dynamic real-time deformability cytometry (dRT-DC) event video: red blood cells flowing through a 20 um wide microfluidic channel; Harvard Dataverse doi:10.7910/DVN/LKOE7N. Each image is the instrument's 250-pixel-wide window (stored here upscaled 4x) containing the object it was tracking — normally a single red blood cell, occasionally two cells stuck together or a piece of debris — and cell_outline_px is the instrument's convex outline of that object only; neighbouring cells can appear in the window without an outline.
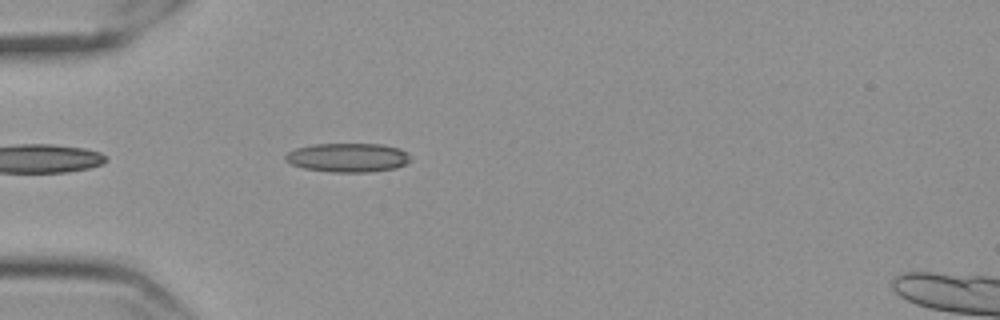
{"species": "Egyptian fruit bat (a non-hibernating species)", "species_latin": "Rousettus aegyptiacus", "temperature_condition": "cold", "stored_images_in_passage": 44, "camera_frame_rate_fps": 3000, "um_per_image_px": 0.085, "frame": {"image": 1, "passage_image": 4, "time_ms": 1.0, "image_size_px": [1000, 320], "cell_outline_px": [[412, 160], [396, 168], [372, 172], [332, 172], [304, 168], [292, 164], [284, 160], [284, 156], [288, 152], [296, 148], [316, 144], [380, 144], [400, 148], [408, 152]], "centroid_in_image_um": [29.6, 13.39], "position_along_channel_um": 55.4, "area_um2": 21.21}}
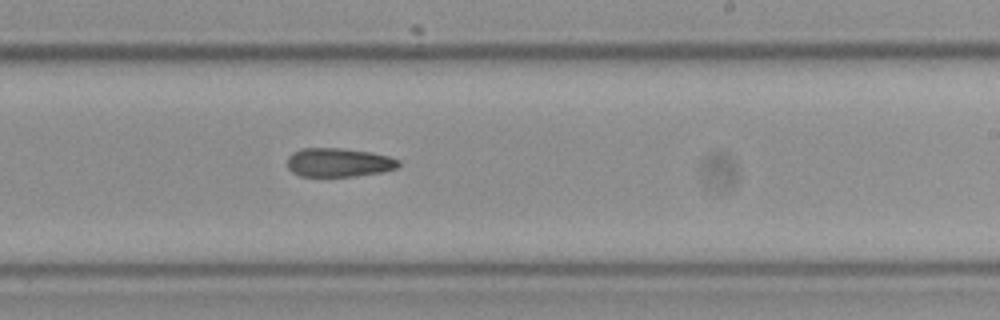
{"frame": {"image": 2, "passage_image": 22, "time_ms": 7.0, "image_size_px": [1000, 320], "cell_outline_px": [[400, 164], [396, 168], [380, 172], [352, 176], [300, 176], [292, 172], [288, 168], [288, 156], [292, 152], [300, 148], [344, 148], [368, 152], [388, 156], [400, 160]], "centroid_in_image_um": [28.75, 13.8], "position_along_channel_um": 260.2, "area_um2": 18.61}}
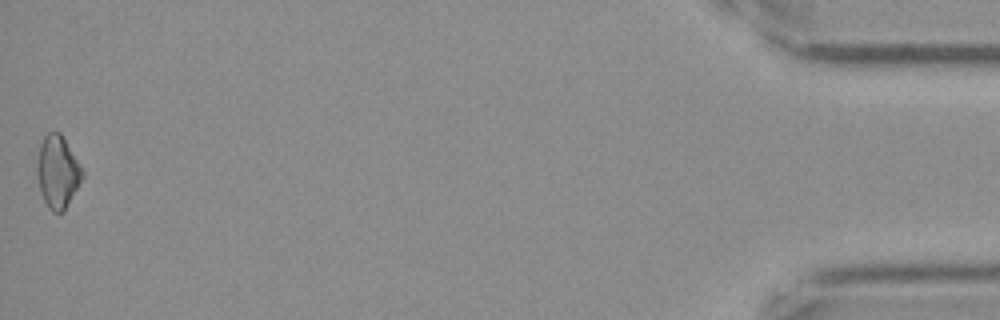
{"frame": {"image": 3, "passage_image": 44, "time_ms": 14.333, "image_size_px": [1000, 320], "cell_outline_px": [[84, 176], [64, 212], [52, 212], [48, 208], [40, 192], [36, 172], [36, 164], [40, 144], [44, 136], [48, 132], [60, 132], [84, 172]], "centroid_in_image_um": [4.88, 14.63], "position_along_channel_um": 430.3, "area_um2": 19.13}}